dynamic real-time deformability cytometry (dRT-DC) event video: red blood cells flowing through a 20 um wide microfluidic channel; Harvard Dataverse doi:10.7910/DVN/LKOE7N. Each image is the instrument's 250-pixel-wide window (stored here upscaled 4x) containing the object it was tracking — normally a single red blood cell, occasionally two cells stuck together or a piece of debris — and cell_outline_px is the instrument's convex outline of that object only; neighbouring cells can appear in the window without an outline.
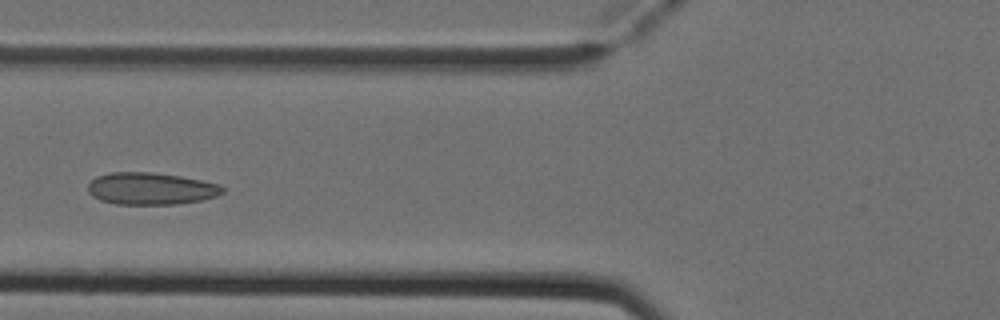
{"species": "Egyptian fruit bat (a non-hibernating species)", "species_latin": "Rousettus aegyptiacus", "temperature_condition": "cold", "stored_images_in_passage": 5, "camera_frame_rate_fps": 3000, "um_per_image_px": 0.085, "animal": {"sex": "female"}, "frame": {"image": 1, "passage_image": 4, "time_ms": 1.0, "image_size_px": [1000, 320], "cell_outline_px": [[224, 192], [216, 196], [200, 200], [176, 204], [116, 204], [100, 200], [92, 196], [88, 192], [88, 184], [96, 176], [112, 172], [152, 172], [180, 176], [220, 184], [224, 188]], "centroid_in_image_um": [12.81, 16.03], "position_along_channel_um": 113.0, "area_um2": 25.14}}
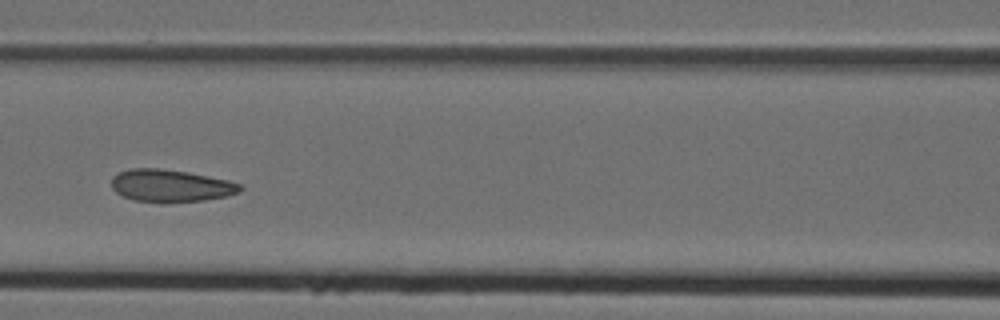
{"frame": {"image": 2, "passage_image": 5, "time_ms": 1.333, "image_size_px": [1000, 320], "cell_outline_px": [[244, 188], [240, 192], [228, 196], [204, 200], [168, 204], [160, 204], [132, 200], [116, 192], [112, 188], [112, 176], [120, 172], [132, 168], [156, 168], [188, 172], [228, 180], [240, 184]], "centroid_in_image_um": [14.52, 15.82], "position_along_channel_um": 152.1, "area_um2": 24.74}}